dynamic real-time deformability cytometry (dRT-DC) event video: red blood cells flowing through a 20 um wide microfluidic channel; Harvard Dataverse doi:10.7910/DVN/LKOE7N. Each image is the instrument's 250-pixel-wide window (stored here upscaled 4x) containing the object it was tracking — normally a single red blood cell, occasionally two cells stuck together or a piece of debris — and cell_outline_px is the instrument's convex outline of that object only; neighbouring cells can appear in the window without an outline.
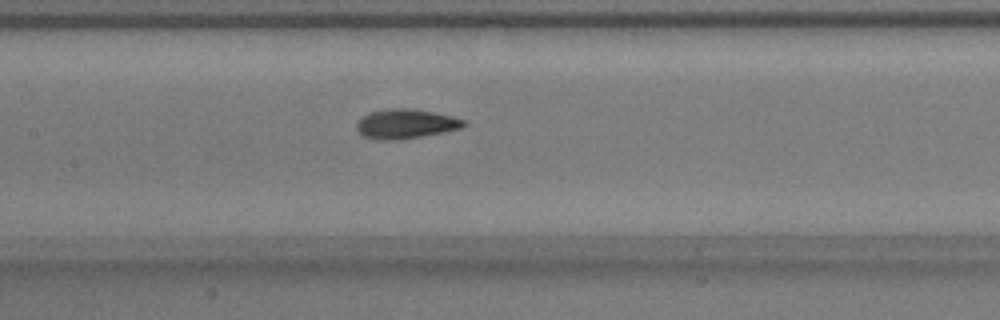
{"species": "common noctule bat (a hibernating species)", "species_latin": "Nyctalus noctula", "temperature_condition": "warm", "stored_images_in_passage": 13, "camera_frame_rate_fps": 3000, "um_per_image_px": 0.085, "animal": {"sex": "male", "body_mass_g": 17.9}, "frame": {"image": 1, "passage_image": 10, "time_ms": 3.0, "image_size_px": [1000, 320], "cell_outline_px": [[468, 124], [460, 128], [444, 132], [400, 140], [376, 140], [364, 136], [356, 128], [356, 124], [368, 112], [384, 108], [412, 108], [452, 116], [464, 120]], "centroid_in_image_um": [34.47, 10.52], "position_along_channel_um": 172.9, "area_um2": 18.5}}
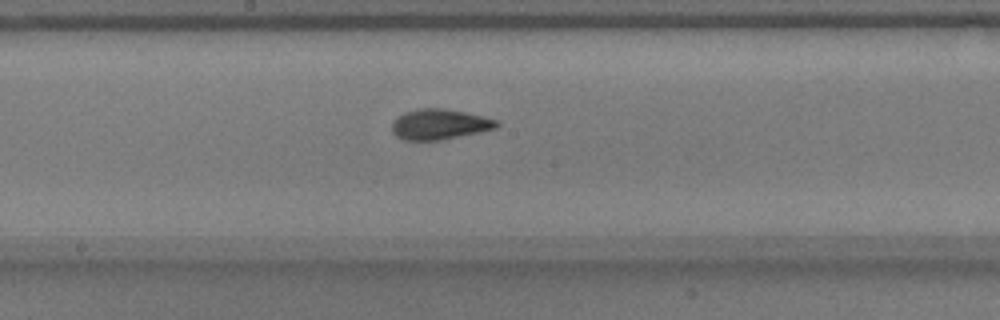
{"frame": {"image": 2, "passage_image": 13, "time_ms": 4.0, "image_size_px": [1000, 320], "cell_outline_px": [[500, 124], [496, 128], [480, 132], [440, 140], [404, 140], [396, 136], [392, 132], [392, 124], [404, 112], [420, 108], [444, 108], [464, 112], [500, 120]], "centroid_in_image_um": [37.39, 10.56], "position_along_channel_um": 210.8, "area_um2": 18.5}}